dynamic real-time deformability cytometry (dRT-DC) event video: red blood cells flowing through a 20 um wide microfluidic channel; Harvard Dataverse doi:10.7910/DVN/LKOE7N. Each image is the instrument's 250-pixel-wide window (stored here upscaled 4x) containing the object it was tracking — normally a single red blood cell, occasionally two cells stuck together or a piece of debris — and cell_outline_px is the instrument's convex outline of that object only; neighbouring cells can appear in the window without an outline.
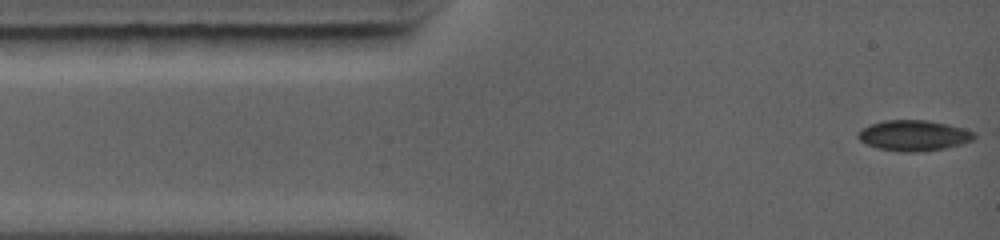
{"species": "common noctule bat (a hibernating species)", "species_latin": "Nyctalus noctula", "temperature_condition": "warm", "stored_images_in_passage": 73, "camera_frame_rate_fps": 5000, "um_per_image_px": 0.085, "animal": {"sex": "female", "body_mass_g": 19.0, "forearm_length_mm": 56.7}, "frame": {"image": 1, "passage_image": 1, "time_ms": 0.0, "image_size_px": [1000, 240], "cell_outline_px": [[976, 136], [972, 140], [960, 144], [944, 148], [916, 152], [900, 152], [876, 148], [860, 140], [856, 136], [856, 132], [868, 124], [884, 120], [928, 120], [948, 124], [964, 128], [976, 132]], "centroid_in_image_um": [77.64, 11.51], "position_along_channel_um": 7.4, "area_um2": 20.92}}
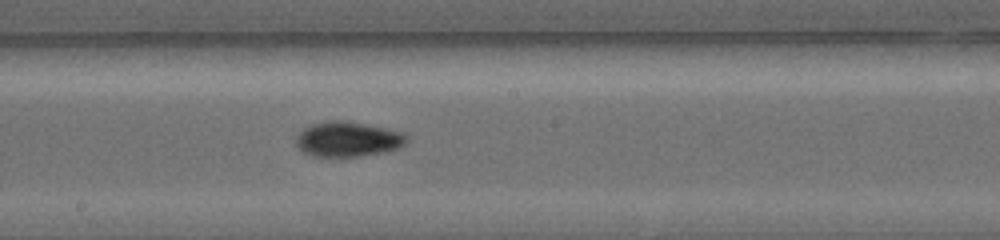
{"frame": {"image": 2, "passage_image": 32, "time_ms": 6.2, "image_size_px": [1000, 240], "cell_outline_px": [[408, 140], [400, 148], [360, 156], [312, 156], [304, 152], [296, 144], [296, 136], [304, 128], [312, 124], [332, 120], [344, 120], [404, 132], [408, 136]], "centroid_in_image_um": [29.58, 11.82], "position_along_channel_um": 218.6, "area_um2": 22.37}}
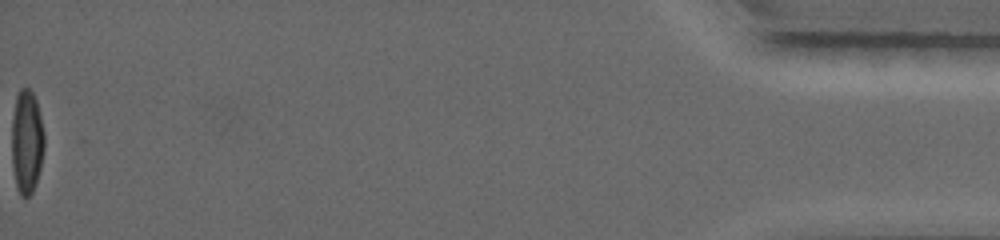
{"frame": {"image": 3, "passage_image": 73, "time_ms": 14.4, "image_size_px": [1000, 240], "cell_outline_px": [[44, 148], [40, 168], [36, 184], [32, 192], [28, 196], [20, 196], [16, 184], [12, 164], [12, 116], [16, 96], [20, 88], [28, 88], [32, 92], [36, 100], [44, 132]], "centroid_in_image_um": [2.27, 12.04], "position_along_channel_um": 432.9, "area_um2": 19.65}, "authors_computed_cell_mechanics": {"area_um2": 20.7502, "velocity_mm_per_s": 4.4763, "shape_relaxation_time_tau1_ms": 2.5347, "shape_relaxation_time_tau2_ms": 8.1039, "deformation_change_tau1": 0.125, "deformation_change_tau2": 0.0642}}